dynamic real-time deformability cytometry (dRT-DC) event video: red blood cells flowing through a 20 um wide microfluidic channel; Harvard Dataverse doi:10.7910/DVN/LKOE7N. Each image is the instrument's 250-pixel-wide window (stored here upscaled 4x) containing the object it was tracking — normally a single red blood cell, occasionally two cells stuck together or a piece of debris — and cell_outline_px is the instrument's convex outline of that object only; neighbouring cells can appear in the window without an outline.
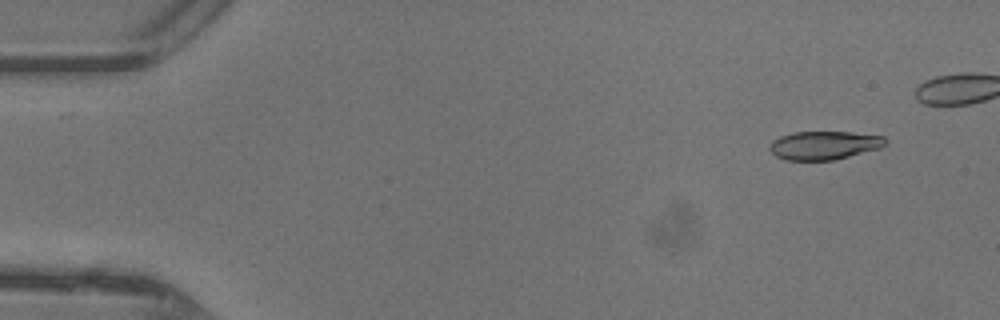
{"species": "common noctule bat (a hibernating species)", "species_latin": "Nyctalus noctula", "temperature_condition": "warm", "stored_images_in_passage": 38, "camera_frame_rate_fps": 3000, "um_per_image_px": 0.085, "animal": {"sex": "female"}, "frame": {"image": 1, "passage_image": 3, "time_ms": 0.667, "image_size_px": [1000, 320], "cell_outline_px": [[888, 140], [880, 148], [836, 160], [784, 160], [776, 156], [768, 148], [768, 144], [772, 140], [780, 136], [792, 132], [852, 132], [884, 136]], "centroid_in_image_um": [70.03, 12.35], "position_along_channel_um": 15.0, "area_um2": 19.42}}
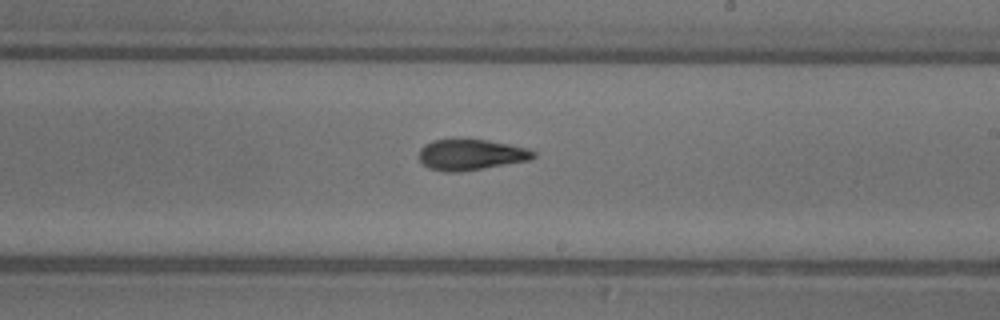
{"frame": {"image": 2, "passage_image": 27, "time_ms": 8.667, "image_size_px": [1000, 320], "cell_outline_px": [[536, 156], [532, 160], [460, 172], [444, 172], [428, 168], [420, 160], [420, 148], [424, 144], [432, 140], [488, 140], [528, 148], [536, 152]], "centroid_in_image_um": [40.06, 13.16], "position_along_channel_um": 248.9, "area_um2": 20.58}}
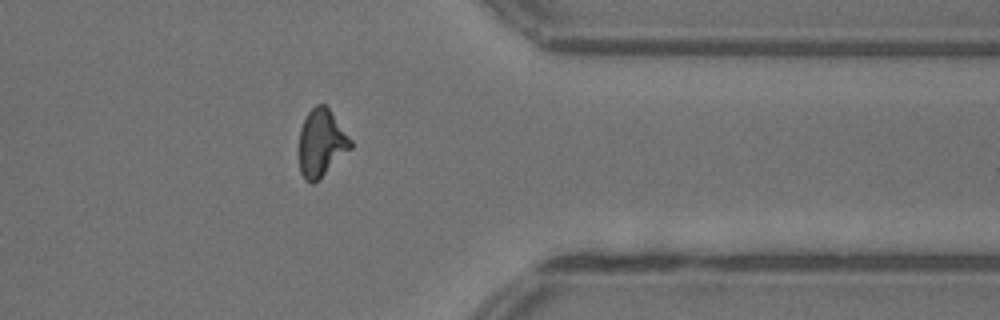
{"frame": {"image": 3, "passage_image": 37, "time_ms": 12.0, "image_size_px": [1000, 320], "cell_outline_px": [[352, 148], [320, 180], [312, 184], [304, 180], [300, 172], [300, 128], [308, 112], [316, 104], [324, 104], [328, 108], [352, 140]], "centroid_in_image_um": [27.32, 12.2], "position_along_channel_um": 384.1, "area_um2": 20.29}}